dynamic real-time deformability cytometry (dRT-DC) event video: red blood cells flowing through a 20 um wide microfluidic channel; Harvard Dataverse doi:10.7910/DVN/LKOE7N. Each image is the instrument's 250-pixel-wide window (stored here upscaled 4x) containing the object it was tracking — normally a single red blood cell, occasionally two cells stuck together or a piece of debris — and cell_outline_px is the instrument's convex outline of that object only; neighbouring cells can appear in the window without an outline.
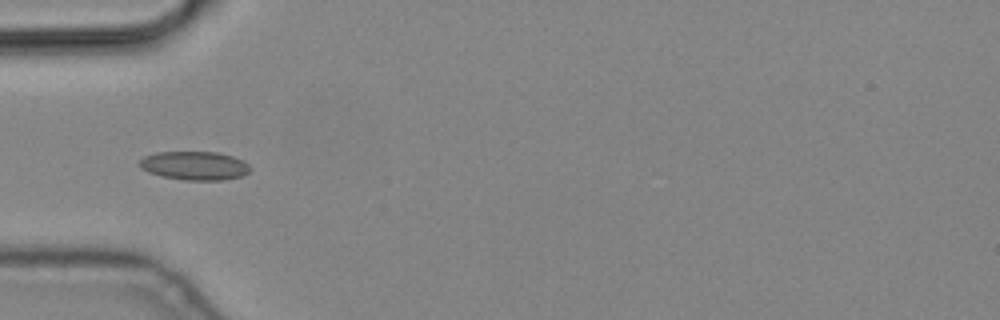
{"species": "common noctule bat (a hibernating species)", "species_latin": "Nyctalus noctula", "temperature_condition": "cold", "stored_images_in_passage": 8, "camera_frame_rate_fps": 3000, "um_per_image_px": 0.085, "animal": {"sex": "male", "body_mass_g": 19.2, "forearm_length_mm": 51.8}, "frame": {"image": 1, "passage_image": 6, "time_ms": 1.667, "image_size_px": [1000, 320], "cell_outline_px": [[252, 168], [248, 172], [240, 176], [220, 180], [184, 180], [160, 176], [148, 172], [140, 168], [140, 160], [144, 156], [156, 152], [216, 152], [232, 156], [248, 164]], "centroid_in_image_um": [16.5, 14.08], "position_along_channel_um": 68.5, "area_um2": 18.38}}
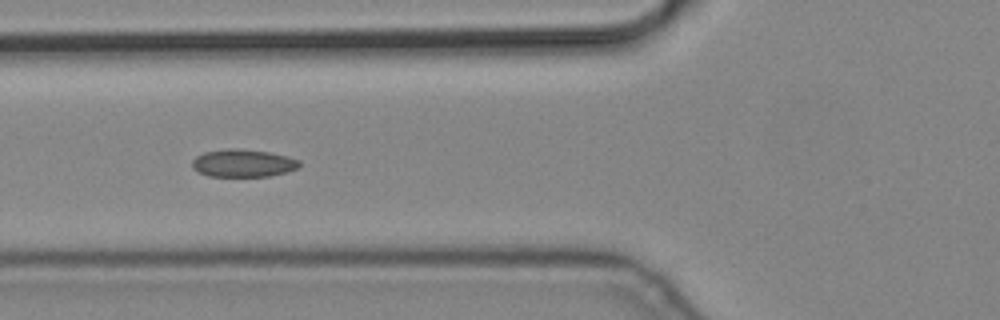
{"frame": {"image": 2, "passage_image": 7, "time_ms": 2.0, "image_size_px": [1000, 320], "cell_outline_px": [[300, 164], [296, 168], [288, 172], [268, 176], [208, 176], [192, 168], [192, 160], [196, 156], [204, 152], [228, 148], [240, 148], [268, 152], [288, 156], [300, 160]], "centroid_in_image_um": [20.66, 13.86], "position_along_channel_um": 105.1, "area_um2": 17.34}}
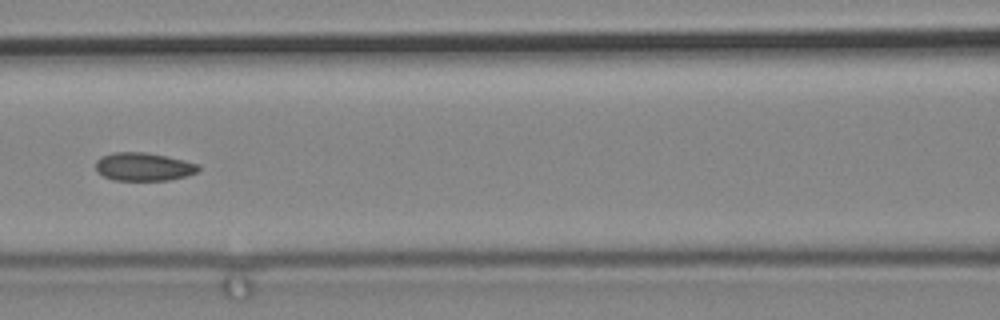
{"frame": {"image": 3, "passage_image": 8, "time_ms": 2.333, "image_size_px": [1000, 320], "cell_outline_px": [[200, 168], [196, 172], [188, 176], [168, 180], [112, 180], [96, 172], [96, 160], [100, 156], [116, 152], [144, 152], [184, 160], [200, 164]], "centroid_in_image_um": [12.19, 14.18], "position_along_channel_um": 154.4, "area_um2": 16.94}}